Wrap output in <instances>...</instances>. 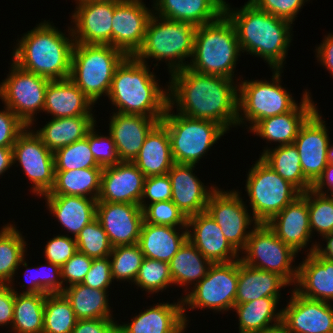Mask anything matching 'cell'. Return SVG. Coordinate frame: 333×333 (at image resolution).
I'll list each match as a JSON object with an SVG mask.
<instances>
[{
    "instance_id": "6da1fadb",
    "label": "cell",
    "mask_w": 333,
    "mask_h": 333,
    "mask_svg": "<svg viewBox=\"0 0 333 333\" xmlns=\"http://www.w3.org/2000/svg\"><path fill=\"white\" fill-rule=\"evenodd\" d=\"M168 106L194 119L219 124L226 132L237 126L238 85L234 79L197 73L188 67L170 74Z\"/></svg>"
},
{
    "instance_id": "7a4b0ae2",
    "label": "cell",
    "mask_w": 333,
    "mask_h": 333,
    "mask_svg": "<svg viewBox=\"0 0 333 333\" xmlns=\"http://www.w3.org/2000/svg\"><path fill=\"white\" fill-rule=\"evenodd\" d=\"M224 14L235 27L242 52L261 57L272 70H282L292 40L291 22L258 9L249 0L236 10L225 1Z\"/></svg>"
},
{
    "instance_id": "3957f363",
    "label": "cell",
    "mask_w": 333,
    "mask_h": 333,
    "mask_svg": "<svg viewBox=\"0 0 333 333\" xmlns=\"http://www.w3.org/2000/svg\"><path fill=\"white\" fill-rule=\"evenodd\" d=\"M68 28L70 37L44 20L18 39L12 52V61L22 69L50 81L68 79L75 44L72 30Z\"/></svg>"
},
{
    "instance_id": "277c9868",
    "label": "cell",
    "mask_w": 333,
    "mask_h": 333,
    "mask_svg": "<svg viewBox=\"0 0 333 333\" xmlns=\"http://www.w3.org/2000/svg\"><path fill=\"white\" fill-rule=\"evenodd\" d=\"M149 65L126 56L115 69L108 98L116 112L162 119L168 106L163 90Z\"/></svg>"
},
{
    "instance_id": "5b68a950",
    "label": "cell",
    "mask_w": 333,
    "mask_h": 333,
    "mask_svg": "<svg viewBox=\"0 0 333 333\" xmlns=\"http://www.w3.org/2000/svg\"><path fill=\"white\" fill-rule=\"evenodd\" d=\"M240 53L235 27L223 13L216 21L197 26L188 68L201 74L233 79Z\"/></svg>"
},
{
    "instance_id": "8992f818",
    "label": "cell",
    "mask_w": 333,
    "mask_h": 333,
    "mask_svg": "<svg viewBox=\"0 0 333 333\" xmlns=\"http://www.w3.org/2000/svg\"><path fill=\"white\" fill-rule=\"evenodd\" d=\"M196 29L197 26L191 23L166 19L153 13L143 44L134 57L145 64L150 58L166 60L170 74L182 70L189 65L185 58L193 56Z\"/></svg>"
},
{
    "instance_id": "52a82bcc",
    "label": "cell",
    "mask_w": 333,
    "mask_h": 333,
    "mask_svg": "<svg viewBox=\"0 0 333 333\" xmlns=\"http://www.w3.org/2000/svg\"><path fill=\"white\" fill-rule=\"evenodd\" d=\"M126 55L111 45L75 43L69 79L94 104L109 94L113 75Z\"/></svg>"
},
{
    "instance_id": "ba28073f",
    "label": "cell",
    "mask_w": 333,
    "mask_h": 333,
    "mask_svg": "<svg viewBox=\"0 0 333 333\" xmlns=\"http://www.w3.org/2000/svg\"><path fill=\"white\" fill-rule=\"evenodd\" d=\"M172 110L167 106L161 122L170 137L174 163L195 165L227 132L215 122L175 114Z\"/></svg>"
},
{
    "instance_id": "9c48e42d",
    "label": "cell",
    "mask_w": 333,
    "mask_h": 333,
    "mask_svg": "<svg viewBox=\"0 0 333 333\" xmlns=\"http://www.w3.org/2000/svg\"><path fill=\"white\" fill-rule=\"evenodd\" d=\"M272 71V81L239 82L237 126L248 122L251 130L260 120L290 112L298 105L292 94L280 85L281 70Z\"/></svg>"
},
{
    "instance_id": "30bf717a",
    "label": "cell",
    "mask_w": 333,
    "mask_h": 333,
    "mask_svg": "<svg viewBox=\"0 0 333 333\" xmlns=\"http://www.w3.org/2000/svg\"><path fill=\"white\" fill-rule=\"evenodd\" d=\"M253 165L247 174L245 191L250 198L252 216L258 224H266L302 193L260 157Z\"/></svg>"
},
{
    "instance_id": "8fae6325",
    "label": "cell",
    "mask_w": 333,
    "mask_h": 333,
    "mask_svg": "<svg viewBox=\"0 0 333 333\" xmlns=\"http://www.w3.org/2000/svg\"><path fill=\"white\" fill-rule=\"evenodd\" d=\"M237 283L238 260L212 263L206 276L181 298L185 323L188 322L185 310L189 308H209L218 312L233 310Z\"/></svg>"
},
{
    "instance_id": "7c38bea8",
    "label": "cell",
    "mask_w": 333,
    "mask_h": 333,
    "mask_svg": "<svg viewBox=\"0 0 333 333\" xmlns=\"http://www.w3.org/2000/svg\"><path fill=\"white\" fill-rule=\"evenodd\" d=\"M240 261L250 267L282 276L290 285L295 284L298 267L291 264L296 253L284 244L266 225L258 224L251 232Z\"/></svg>"
},
{
    "instance_id": "4fadbf2b",
    "label": "cell",
    "mask_w": 333,
    "mask_h": 333,
    "mask_svg": "<svg viewBox=\"0 0 333 333\" xmlns=\"http://www.w3.org/2000/svg\"><path fill=\"white\" fill-rule=\"evenodd\" d=\"M11 64V72L0 84V98L27 127H32L34 115L43 112L50 80L22 69L13 61Z\"/></svg>"
},
{
    "instance_id": "5bb4252c",
    "label": "cell",
    "mask_w": 333,
    "mask_h": 333,
    "mask_svg": "<svg viewBox=\"0 0 333 333\" xmlns=\"http://www.w3.org/2000/svg\"><path fill=\"white\" fill-rule=\"evenodd\" d=\"M246 204L236 190L223 191L216 187L209 197L206 211L216 221L227 241L242 253L253 229L258 225L250 216ZM254 223V224H253ZM253 228L247 231L249 225Z\"/></svg>"
},
{
    "instance_id": "9a60e30c",
    "label": "cell",
    "mask_w": 333,
    "mask_h": 333,
    "mask_svg": "<svg viewBox=\"0 0 333 333\" xmlns=\"http://www.w3.org/2000/svg\"><path fill=\"white\" fill-rule=\"evenodd\" d=\"M27 127L12 148L13 164L17 161L33 183L32 192L42 196L49 193L55 181L54 152L50 151L34 130ZM31 130V131H30Z\"/></svg>"
},
{
    "instance_id": "2e32d148",
    "label": "cell",
    "mask_w": 333,
    "mask_h": 333,
    "mask_svg": "<svg viewBox=\"0 0 333 333\" xmlns=\"http://www.w3.org/2000/svg\"><path fill=\"white\" fill-rule=\"evenodd\" d=\"M154 11L142 0L114 2L112 46L126 56H134L141 48L148 22Z\"/></svg>"
},
{
    "instance_id": "e0dca14e",
    "label": "cell",
    "mask_w": 333,
    "mask_h": 333,
    "mask_svg": "<svg viewBox=\"0 0 333 333\" xmlns=\"http://www.w3.org/2000/svg\"><path fill=\"white\" fill-rule=\"evenodd\" d=\"M316 110L301 126L294 145L297 147L304 177L313 185L327 166L330 141L322 115Z\"/></svg>"
},
{
    "instance_id": "ac0fdd59",
    "label": "cell",
    "mask_w": 333,
    "mask_h": 333,
    "mask_svg": "<svg viewBox=\"0 0 333 333\" xmlns=\"http://www.w3.org/2000/svg\"><path fill=\"white\" fill-rule=\"evenodd\" d=\"M96 218L112 247L138 243L144 222L143 209L139 205L97 201Z\"/></svg>"
},
{
    "instance_id": "d6986e66",
    "label": "cell",
    "mask_w": 333,
    "mask_h": 333,
    "mask_svg": "<svg viewBox=\"0 0 333 333\" xmlns=\"http://www.w3.org/2000/svg\"><path fill=\"white\" fill-rule=\"evenodd\" d=\"M282 308V323L291 333H333V304L292 291Z\"/></svg>"
},
{
    "instance_id": "ffe728a7",
    "label": "cell",
    "mask_w": 333,
    "mask_h": 333,
    "mask_svg": "<svg viewBox=\"0 0 333 333\" xmlns=\"http://www.w3.org/2000/svg\"><path fill=\"white\" fill-rule=\"evenodd\" d=\"M113 16L114 2L78 3L71 18L74 42L112 46Z\"/></svg>"
},
{
    "instance_id": "44dd1931",
    "label": "cell",
    "mask_w": 333,
    "mask_h": 333,
    "mask_svg": "<svg viewBox=\"0 0 333 333\" xmlns=\"http://www.w3.org/2000/svg\"><path fill=\"white\" fill-rule=\"evenodd\" d=\"M146 176L133 162L121 161L105 167L97 201L139 205Z\"/></svg>"
},
{
    "instance_id": "7402d4cb",
    "label": "cell",
    "mask_w": 333,
    "mask_h": 333,
    "mask_svg": "<svg viewBox=\"0 0 333 333\" xmlns=\"http://www.w3.org/2000/svg\"><path fill=\"white\" fill-rule=\"evenodd\" d=\"M187 228L188 240L211 263H226L240 259L241 254L227 241L207 211L187 217Z\"/></svg>"
},
{
    "instance_id": "603a6c76",
    "label": "cell",
    "mask_w": 333,
    "mask_h": 333,
    "mask_svg": "<svg viewBox=\"0 0 333 333\" xmlns=\"http://www.w3.org/2000/svg\"><path fill=\"white\" fill-rule=\"evenodd\" d=\"M195 165L174 163L167 173L171 180L172 202L186 216L206 211L208 200L216 187L207 186L193 174Z\"/></svg>"
},
{
    "instance_id": "cb8c5ba5",
    "label": "cell",
    "mask_w": 333,
    "mask_h": 333,
    "mask_svg": "<svg viewBox=\"0 0 333 333\" xmlns=\"http://www.w3.org/2000/svg\"><path fill=\"white\" fill-rule=\"evenodd\" d=\"M305 90L299 106L292 111L260 120L250 131L278 146L293 144L301 126L317 110L311 94Z\"/></svg>"
},
{
    "instance_id": "d4e9b609",
    "label": "cell",
    "mask_w": 333,
    "mask_h": 333,
    "mask_svg": "<svg viewBox=\"0 0 333 333\" xmlns=\"http://www.w3.org/2000/svg\"><path fill=\"white\" fill-rule=\"evenodd\" d=\"M109 133L116 144L120 161L133 162L138 156L147 134L162 119L144 115L113 112Z\"/></svg>"
},
{
    "instance_id": "484cf974",
    "label": "cell",
    "mask_w": 333,
    "mask_h": 333,
    "mask_svg": "<svg viewBox=\"0 0 333 333\" xmlns=\"http://www.w3.org/2000/svg\"><path fill=\"white\" fill-rule=\"evenodd\" d=\"M266 225L276 236L295 252H300L309 244L312 234L309 225L307 191L295 201L288 204L276 214Z\"/></svg>"
},
{
    "instance_id": "4316f807",
    "label": "cell",
    "mask_w": 333,
    "mask_h": 333,
    "mask_svg": "<svg viewBox=\"0 0 333 333\" xmlns=\"http://www.w3.org/2000/svg\"><path fill=\"white\" fill-rule=\"evenodd\" d=\"M294 290L303 297L324 302L333 301V260L316 250L299 263Z\"/></svg>"
},
{
    "instance_id": "83f0119b",
    "label": "cell",
    "mask_w": 333,
    "mask_h": 333,
    "mask_svg": "<svg viewBox=\"0 0 333 333\" xmlns=\"http://www.w3.org/2000/svg\"><path fill=\"white\" fill-rule=\"evenodd\" d=\"M182 299L177 303H157L132 318L117 324V333H184L188 323L183 317Z\"/></svg>"
},
{
    "instance_id": "f1b7e54d",
    "label": "cell",
    "mask_w": 333,
    "mask_h": 333,
    "mask_svg": "<svg viewBox=\"0 0 333 333\" xmlns=\"http://www.w3.org/2000/svg\"><path fill=\"white\" fill-rule=\"evenodd\" d=\"M90 99L68 78L49 81L43 112L51 118L93 116Z\"/></svg>"
},
{
    "instance_id": "f546056e",
    "label": "cell",
    "mask_w": 333,
    "mask_h": 333,
    "mask_svg": "<svg viewBox=\"0 0 333 333\" xmlns=\"http://www.w3.org/2000/svg\"><path fill=\"white\" fill-rule=\"evenodd\" d=\"M153 3L154 14L160 17L202 26L224 13L225 0H155Z\"/></svg>"
},
{
    "instance_id": "4dcf8cb0",
    "label": "cell",
    "mask_w": 333,
    "mask_h": 333,
    "mask_svg": "<svg viewBox=\"0 0 333 333\" xmlns=\"http://www.w3.org/2000/svg\"><path fill=\"white\" fill-rule=\"evenodd\" d=\"M49 212L74 238L96 218L97 200L72 195H42Z\"/></svg>"
},
{
    "instance_id": "1f68e13d",
    "label": "cell",
    "mask_w": 333,
    "mask_h": 333,
    "mask_svg": "<svg viewBox=\"0 0 333 333\" xmlns=\"http://www.w3.org/2000/svg\"><path fill=\"white\" fill-rule=\"evenodd\" d=\"M133 163L146 176L164 175L174 165L166 126L160 121L147 134Z\"/></svg>"
},
{
    "instance_id": "d6a6232c",
    "label": "cell",
    "mask_w": 333,
    "mask_h": 333,
    "mask_svg": "<svg viewBox=\"0 0 333 333\" xmlns=\"http://www.w3.org/2000/svg\"><path fill=\"white\" fill-rule=\"evenodd\" d=\"M290 284L279 274L250 267L238 259V283L235 305L261 297H280V289Z\"/></svg>"
},
{
    "instance_id": "836d02e7",
    "label": "cell",
    "mask_w": 333,
    "mask_h": 333,
    "mask_svg": "<svg viewBox=\"0 0 333 333\" xmlns=\"http://www.w3.org/2000/svg\"><path fill=\"white\" fill-rule=\"evenodd\" d=\"M181 229L183 232L180 234ZM185 229V230H184ZM188 228L152 225L143 222L138 245L144 258L169 263L188 239Z\"/></svg>"
},
{
    "instance_id": "e575fe53",
    "label": "cell",
    "mask_w": 333,
    "mask_h": 333,
    "mask_svg": "<svg viewBox=\"0 0 333 333\" xmlns=\"http://www.w3.org/2000/svg\"><path fill=\"white\" fill-rule=\"evenodd\" d=\"M93 116L52 118L40 130L34 131L52 152L86 137L96 124Z\"/></svg>"
},
{
    "instance_id": "d590c367",
    "label": "cell",
    "mask_w": 333,
    "mask_h": 333,
    "mask_svg": "<svg viewBox=\"0 0 333 333\" xmlns=\"http://www.w3.org/2000/svg\"><path fill=\"white\" fill-rule=\"evenodd\" d=\"M278 301L276 297H261L234 305L233 310L239 320V333H259L282 322V310L277 312L276 308Z\"/></svg>"
},
{
    "instance_id": "8d00e7d4",
    "label": "cell",
    "mask_w": 333,
    "mask_h": 333,
    "mask_svg": "<svg viewBox=\"0 0 333 333\" xmlns=\"http://www.w3.org/2000/svg\"><path fill=\"white\" fill-rule=\"evenodd\" d=\"M108 289H93L82 283L61 292L69 301L77 320L113 318L108 303Z\"/></svg>"
},
{
    "instance_id": "74e56055",
    "label": "cell",
    "mask_w": 333,
    "mask_h": 333,
    "mask_svg": "<svg viewBox=\"0 0 333 333\" xmlns=\"http://www.w3.org/2000/svg\"><path fill=\"white\" fill-rule=\"evenodd\" d=\"M103 168L55 171L53 188L44 195L84 196L97 200Z\"/></svg>"
},
{
    "instance_id": "f35d334b",
    "label": "cell",
    "mask_w": 333,
    "mask_h": 333,
    "mask_svg": "<svg viewBox=\"0 0 333 333\" xmlns=\"http://www.w3.org/2000/svg\"><path fill=\"white\" fill-rule=\"evenodd\" d=\"M260 158L301 193L312 188V184L304 177L299 152L294 143L273 149L266 148Z\"/></svg>"
},
{
    "instance_id": "ab89813d",
    "label": "cell",
    "mask_w": 333,
    "mask_h": 333,
    "mask_svg": "<svg viewBox=\"0 0 333 333\" xmlns=\"http://www.w3.org/2000/svg\"><path fill=\"white\" fill-rule=\"evenodd\" d=\"M211 264L187 239L169 262L173 284L187 287L193 283L195 286L206 276Z\"/></svg>"
},
{
    "instance_id": "60d3db41",
    "label": "cell",
    "mask_w": 333,
    "mask_h": 333,
    "mask_svg": "<svg viewBox=\"0 0 333 333\" xmlns=\"http://www.w3.org/2000/svg\"><path fill=\"white\" fill-rule=\"evenodd\" d=\"M26 241L13 224L0 230V284H12L15 271L20 265L27 267L25 259Z\"/></svg>"
},
{
    "instance_id": "b9f144b4",
    "label": "cell",
    "mask_w": 333,
    "mask_h": 333,
    "mask_svg": "<svg viewBox=\"0 0 333 333\" xmlns=\"http://www.w3.org/2000/svg\"><path fill=\"white\" fill-rule=\"evenodd\" d=\"M14 333H43L44 304L47 294L18 293L15 291Z\"/></svg>"
},
{
    "instance_id": "7bdbcfd3",
    "label": "cell",
    "mask_w": 333,
    "mask_h": 333,
    "mask_svg": "<svg viewBox=\"0 0 333 333\" xmlns=\"http://www.w3.org/2000/svg\"><path fill=\"white\" fill-rule=\"evenodd\" d=\"M76 322L74 310L62 293L46 295L43 333H71Z\"/></svg>"
},
{
    "instance_id": "ee69618b",
    "label": "cell",
    "mask_w": 333,
    "mask_h": 333,
    "mask_svg": "<svg viewBox=\"0 0 333 333\" xmlns=\"http://www.w3.org/2000/svg\"><path fill=\"white\" fill-rule=\"evenodd\" d=\"M144 259L138 243L120 245L112 248L109 255L113 281L134 282Z\"/></svg>"
},
{
    "instance_id": "f6af8a7d",
    "label": "cell",
    "mask_w": 333,
    "mask_h": 333,
    "mask_svg": "<svg viewBox=\"0 0 333 333\" xmlns=\"http://www.w3.org/2000/svg\"><path fill=\"white\" fill-rule=\"evenodd\" d=\"M55 171L102 168L98 166L90 150L88 133L85 138L75 141L54 152Z\"/></svg>"
},
{
    "instance_id": "bcb514c9",
    "label": "cell",
    "mask_w": 333,
    "mask_h": 333,
    "mask_svg": "<svg viewBox=\"0 0 333 333\" xmlns=\"http://www.w3.org/2000/svg\"><path fill=\"white\" fill-rule=\"evenodd\" d=\"M307 206L311 234L315 231L324 237L333 233V196L307 191Z\"/></svg>"
},
{
    "instance_id": "7dc6e473",
    "label": "cell",
    "mask_w": 333,
    "mask_h": 333,
    "mask_svg": "<svg viewBox=\"0 0 333 333\" xmlns=\"http://www.w3.org/2000/svg\"><path fill=\"white\" fill-rule=\"evenodd\" d=\"M133 284L150 294L158 293L173 285L169 263L144 258Z\"/></svg>"
},
{
    "instance_id": "c3c4849f",
    "label": "cell",
    "mask_w": 333,
    "mask_h": 333,
    "mask_svg": "<svg viewBox=\"0 0 333 333\" xmlns=\"http://www.w3.org/2000/svg\"><path fill=\"white\" fill-rule=\"evenodd\" d=\"M78 252L91 258H104L110 255L111 242L97 218L87 224L76 237Z\"/></svg>"
},
{
    "instance_id": "681fc988",
    "label": "cell",
    "mask_w": 333,
    "mask_h": 333,
    "mask_svg": "<svg viewBox=\"0 0 333 333\" xmlns=\"http://www.w3.org/2000/svg\"><path fill=\"white\" fill-rule=\"evenodd\" d=\"M144 222L152 225L187 228V217L172 202L158 201L146 204L143 209Z\"/></svg>"
},
{
    "instance_id": "f907efd6",
    "label": "cell",
    "mask_w": 333,
    "mask_h": 333,
    "mask_svg": "<svg viewBox=\"0 0 333 333\" xmlns=\"http://www.w3.org/2000/svg\"><path fill=\"white\" fill-rule=\"evenodd\" d=\"M95 127L96 125L88 132V143L98 166L105 168L121 162L112 135H98Z\"/></svg>"
},
{
    "instance_id": "816d5d0a",
    "label": "cell",
    "mask_w": 333,
    "mask_h": 333,
    "mask_svg": "<svg viewBox=\"0 0 333 333\" xmlns=\"http://www.w3.org/2000/svg\"><path fill=\"white\" fill-rule=\"evenodd\" d=\"M77 252L75 238L68 235H57L47 242L44 255L46 261L62 267Z\"/></svg>"
},
{
    "instance_id": "f5cc1de1",
    "label": "cell",
    "mask_w": 333,
    "mask_h": 333,
    "mask_svg": "<svg viewBox=\"0 0 333 333\" xmlns=\"http://www.w3.org/2000/svg\"><path fill=\"white\" fill-rule=\"evenodd\" d=\"M258 9L291 23L308 0H249Z\"/></svg>"
},
{
    "instance_id": "db71d44e",
    "label": "cell",
    "mask_w": 333,
    "mask_h": 333,
    "mask_svg": "<svg viewBox=\"0 0 333 333\" xmlns=\"http://www.w3.org/2000/svg\"><path fill=\"white\" fill-rule=\"evenodd\" d=\"M150 199V204L158 201H169L172 198L171 180L168 174L146 177L143 195L139 206L146 207L145 199Z\"/></svg>"
},
{
    "instance_id": "11a10c76",
    "label": "cell",
    "mask_w": 333,
    "mask_h": 333,
    "mask_svg": "<svg viewBox=\"0 0 333 333\" xmlns=\"http://www.w3.org/2000/svg\"><path fill=\"white\" fill-rule=\"evenodd\" d=\"M94 258L88 257L86 254L75 253L62 267L61 280L67 287L73 284L82 283L85 275L90 270ZM66 281V282H65ZM65 282V283H64Z\"/></svg>"
},
{
    "instance_id": "9f6ffc18",
    "label": "cell",
    "mask_w": 333,
    "mask_h": 333,
    "mask_svg": "<svg viewBox=\"0 0 333 333\" xmlns=\"http://www.w3.org/2000/svg\"><path fill=\"white\" fill-rule=\"evenodd\" d=\"M4 108L0 111V147L13 148L27 126L8 107Z\"/></svg>"
},
{
    "instance_id": "6f0895ef",
    "label": "cell",
    "mask_w": 333,
    "mask_h": 333,
    "mask_svg": "<svg viewBox=\"0 0 333 333\" xmlns=\"http://www.w3.org/2000/svg\"><path fill=\"white\" fill-rule=\"evenodd\" d=\"M112 273L109 256L94 258L90 270L85 275L82 284L93 289H108L112 284Z\"/></svg>"
},
{
    "instance_id": "680465c9",
    "label": "cell",
    "mask_w": 333,
    "mask_h": 333,
    "mask_svg": "<svg viewBox=\"0 0 333 333\" xmlns=\"http://www.w3.org/2000/svg\"><path fill=\"white\" fill-rule=\"evenodd\" d=\"M42 266L43 265H41L39 267L37 266V268H38V294L61 293L65 289V287L63 286L62 280H61V267L57 264H53L48 261H47V265L45 264L43 267ZM44 267L45 268L48 267V268L43 270ZM40 269H42L43 271ZM45 270H47V271H45Z\"/></svg>"
},
{
    "instance_id": "91938a15",
    "label": "cell",
    "mask_w": 333,
    "mask_h": 333,
    "mask_svg": "<svg viewBox=\"0 0 333 333\" xmlns=\"http://www.w3.org/2000/svg\"><path fill=\"white\" fill-rule=\"evenodd\" d=\"M114 318L77 320L71 333H117Z\"/></svg>"
},
{
    "instance_id": "94428289",
    "label": "cell",
    "mask_w": 333,
    "mask_h": 333,
    "mask_svg": "<svg viewBox=\"0 0 333 333\" xmlns=\"http://www.w3.org/2000/svg\"><path fill=\"white\" fill-rule=\"evenodd\" d=\"M14 285L0 284V326L12 325L14 316Z\"/></svg>"
},
{
    "instance_id": "6125c7cd",
    "label": "cell",
    "mask_w": 333,
    "mask_h": 333,
    "mask_svg": "<svg viewBox=\"0 0 333 333\" xmlns=\"http://www.w3.org/2000/svg\"><path fill=\"white\" fill-rule=\"evenodd\" d=\"M315 50L317 51V60L333 76V33H329L327 37L325 36V39Z\"/></svg>"
},
{
    "instance_id": "be15d7a7",
    "label": "cell",
    "mask_w": 333,
    "mask_h": 333,
    "mask_svg": "<svg viewBox=\"0 0 333 333\" xmlns=\"http://www.w3.org/2000/svg\"><path fill=\"white\" fill-rule=\"evenodd\" d=\"M325 186L328 189L327 191L325 190ZM311 189L319 194L333 196V163L327 164L321 176L315 181ZM323 190H325V192Z\"/></svg>"
},
{
    "instance_id": "e7e4bbea",
    "label": "cell",
    "mask_w": 333,
    "mask_h": 333,
    "mask_svg": "<svg viewBox=\"0 0 333 333\" xmlns=\"http://www.w3.org/2000/svg\"><path fill=\"white\" fill-rule=\"evenodd\" d=\"M323 239H326V247L322 248V245L317 244V242L312 243V246L308 249L309 254L316 250L320 255L333 260V233L325 235Z\"/></svg>"
},
{
    "instance_id": "03108f58",
    "label": "cell",
    "mask_w": 333,
    "mask_h": 333,
    "mask_svg": "<svg viewBox=\"0 0 333 333\" xmlns=\"http://www.w3.org/2000/svg\"><path fill=\"white\" fill-rule=\"evenodd\" d=\"M13 165L12 148L0 147V175Z\"/></svg>"
},
{
    "instance_id": "003e7915",
    "label": "cell",
    "mask_w": 333,
    "mask_h": 333,
    "mask_svg": "<svg viewBox=\"0 0 333 333\" xmlns=\"http://www.w3.org/2000/svg\"><path fill=\"white\" fill-rule=\"evenodd\" d=\"M34 269V271H35V275L36 276H34V278H31V279H29V280H31L30 281V283H29V285L30 286H26L27 288H26V291H23V293H30V294H38V268L37 267H35V268H33ZM29 270H31V267L29 268H26V273H29L28 271ZM25 273V274H26ZM30 274V273H29ZM32 274V273H31ZM28 280V281H29Z\"/></svg>"
},
{
    "instance_id": "a7ac6f4b",
    "label": "cell",
    "mask_w": 333,
    "mask_h": 333,
    "mask_svg": "<svg viewBox=\"0 0 333 333\" xmlns=\"http://www.w3.org/2000/svg\"><path fill=\"white\" fill-rule=\"evenodd\" d=\"M259 333H291V332L285 327V325L282 322H280L279 324L266 328L260 331Z\"/></svg>"
},
{
    "instance_id": "89a4df30",
    "label": "cell",
    "mask_w": 333,
    "mask_h": 333,
    "mask_svg": "<svg viewBox=\"0 0 333 333\" xmlns=\"http://www.w3.org/2000/svg\"><path fill=\"white\" fill-rule=\"evenodd\" d=\"M327 161L328 163H333V145H330V141L327 148Z\"/></svg>"
},
{
    "instance_id": "2644e50d",
    "label": "cell",
    "mask_w": 333,
    "mask_h": 333,
    "mask_svg": "<svg viewBox=\"0 0 333 333\" xmlns=\"http://www.w3.org/2000/svg\"><path fill=\"white\" fill-rule=\"evenodd\" d=\"M76 4L82 2H91V1H99V2H121L122 0H75Z\"/></svg>"
}]
</instances>
